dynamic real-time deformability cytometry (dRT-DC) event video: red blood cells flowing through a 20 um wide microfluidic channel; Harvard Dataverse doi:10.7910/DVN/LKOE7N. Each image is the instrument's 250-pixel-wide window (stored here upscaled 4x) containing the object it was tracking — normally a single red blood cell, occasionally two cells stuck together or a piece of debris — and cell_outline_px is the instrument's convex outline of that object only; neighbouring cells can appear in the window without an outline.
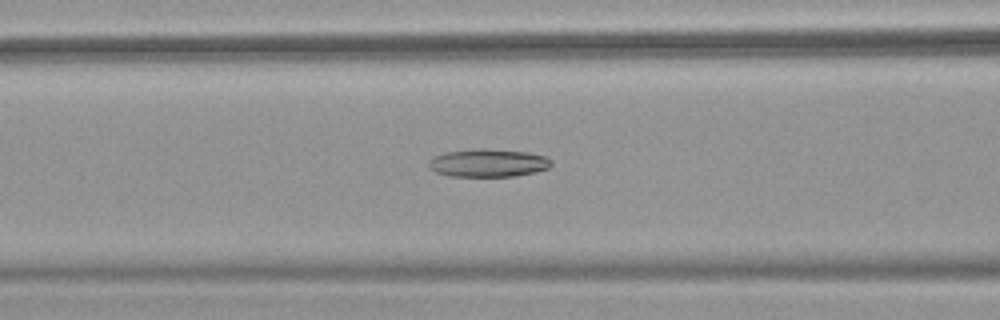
{"species": "common noctule bat (a hibernating species)", "species_latin": "Nyctalus noctula", "temperature_condition": "warm", "stored_images_in_passage": 49, "camera_frame_rate_fps": 3000, "um_per_image_px": 0.085, "animal": {"sex": "female", "body_mass_g": 18.4}, "frame": {"image": 1, "passage_image": 19, "time_ms": 6.0, "image_size_px": [1000, 320], "cell_outline_px": [[552, 164], [548, 168], [536, 172], [516, 176], [448, 176], [436, 172], [428, 168], [428, 160], [444, 152], [476, 148], [484, 148], [528, 152], [544, 156], [552, 160]], "centroid_in_image_um": [41.48, 13.84], "position_along_channel_um": 125.1, "area_um2": 20.17}}
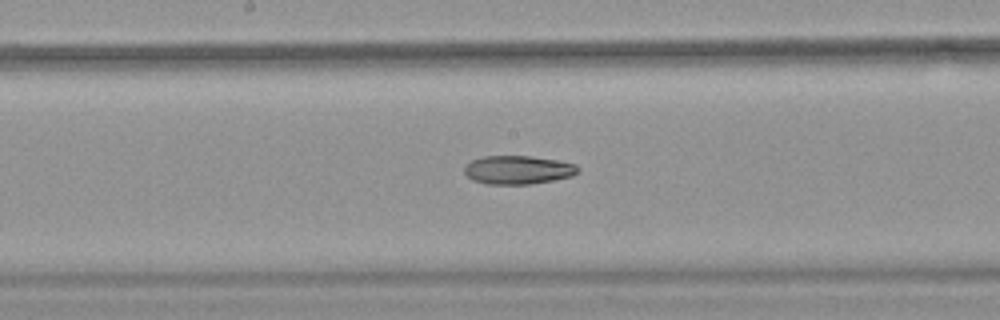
{"frame": {"image": 2, "passage_image": 25, "time_ms": 8.0, "image_size_px": [1000, 320], "cell_outline_px": [[580, 168], [572, 176], [532, 184], [484, 184], [472, 180], [464, 172], [464, 168], [472, 160], [484, 156], [528, 156], [556, 160], [576, 164]], "centroid_in_image_um": [44.01, 14.44], "position_along_channel_um": 204.2, "area_um2": 18.79}}
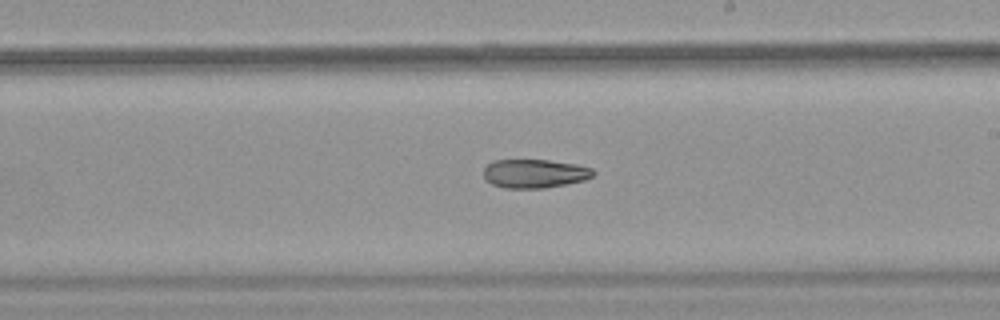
{"frame": {"image": 3, "passage_image": 28, "time_ms": 9.0, "image_size_px": [1000, 320], "cell_outline_px": [[596, 172], [592, 176], [584, 180], [568, 184], [544, 188], [504, 188], [492, 184], [484, 180], [484, 168], [488, 164], [496, 160], [548, 160], [576, 164], [592, 168]], "centroid_in_image_um": [45.44, 14.76], "position_along_channel_um": 243.6, "area_um2": 18.44}, "authors_computed_cell_mechanics": {"area_um2": 21.2126, "velocity_mm_per_s": 3.9662, "shape_relaxation_time_tau1_ms": null, "shape_relaxation_time_tau2_ms": 5.3592, "deformation_change_tau1": null, "deformation_change_tau2": 0.1358}}